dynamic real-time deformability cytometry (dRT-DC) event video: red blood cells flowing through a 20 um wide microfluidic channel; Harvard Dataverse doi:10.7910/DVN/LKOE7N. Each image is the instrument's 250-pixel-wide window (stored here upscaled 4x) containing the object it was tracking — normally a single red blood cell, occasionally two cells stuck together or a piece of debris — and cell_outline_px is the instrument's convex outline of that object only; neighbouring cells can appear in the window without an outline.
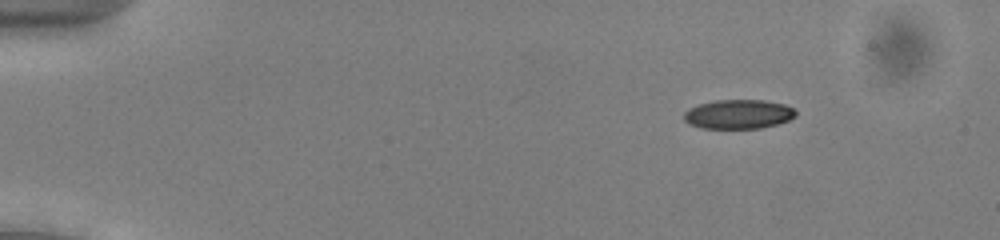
{"species": "common noctule bat (a hibernating species)", "species_latin": "Nyctalus noctula", "temperature_condition": "cold", "stored_images_in_passage": 47, "camera_frame_rate_fps": 3000, "um_per_image_px": 0.085, "animal": {"sex": "male", "body_mass_g": 13.0, "forearm_length_mm": 53.1}, "frame": {"image": 1, "passage_image": 2, "time_ms": 0.333, "image_size_px": [1000, 240], "cell_outline_px": [[796, 116], [788, 120], [776, 124], [760, 128], [700, 128], [688, 124], [684, 120], [684, 112], [688, 108], [700, 104], [716, 100], [764, 100], [784, 104], [792, 108], [796, 112]], "centroid_in_image_um": [62.73, 9.7], "position_along_channel_um": 22.3, "area_um2": 19.02}}
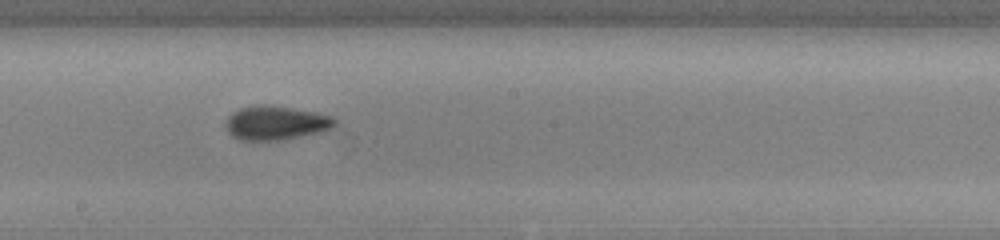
{"frame": {"image": 2, "passage_image": 25, "time_ms": 8.0, "image_size_px": [1000, 240], "cell_outline_px": [[336, 124], [332, 128], [324, 132], [284, 140], [240, 140], [232, 136], [228, 132], [224, 124], [228, 116], [232, 112], [240, 108], [260, 104], [264, 104], [292, 108], [316, 112], [332, 116], [336, 120]], "centroid_in_image_um": [23.46, 10.45], "position_along_channel_um": 224.7, "area_um2": 21.96}}
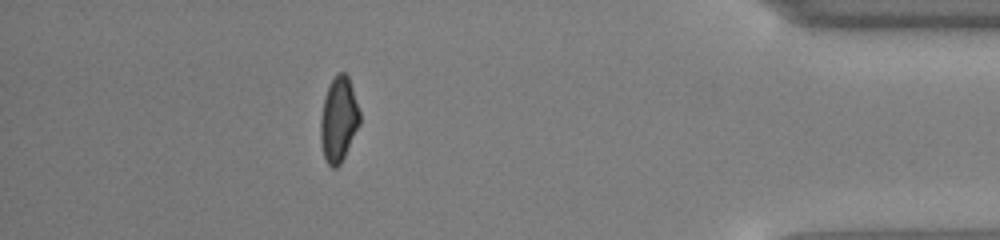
{"frame": {"image": 3, "passage_image": 42, "time_ms": 13.667, "image_size_px": [1000, 240], "cell_outline_px": [[360, 124], [340, 164], [336, 168], [332, 168], [328, 164], [324, 156], [320, 140], [320, 116], [324, 96], [336, 72], [344, 72], [348, 76], [360, 112]], "centroid_in_image_um": [28.77, 10.15], "position_along_channel_um": 406.4, "area_um2": 19.36}, "authors_computed_cell_mechanics": {"area_um2": 19.9988, "velocity_mm_per_s": 3.9425, "shape_relaxation_time_tau1_ms": 3.3057, "shape_relaxation_time_tau2_ms": 2.54, "deformation_change_tau1": 0.1043, "deformation_change_tau2": 0.0771}}